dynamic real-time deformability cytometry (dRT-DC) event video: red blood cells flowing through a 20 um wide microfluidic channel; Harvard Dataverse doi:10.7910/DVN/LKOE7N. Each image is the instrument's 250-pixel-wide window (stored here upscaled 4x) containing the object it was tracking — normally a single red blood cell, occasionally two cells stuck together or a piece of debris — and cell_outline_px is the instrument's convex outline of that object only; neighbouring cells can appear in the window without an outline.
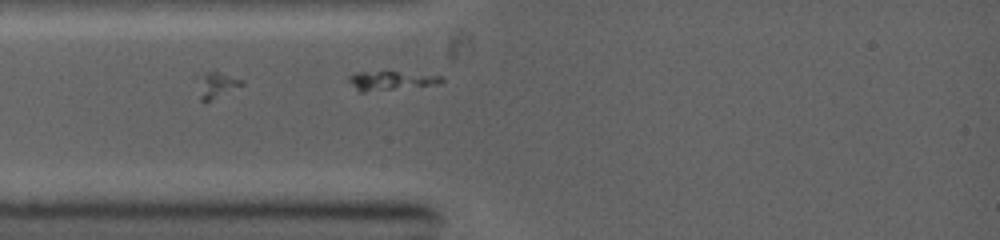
{"species": "common noctule bat (a hibernating species)", "species_latin": "Nyctalus noctula", "temperature_condition": "warm", "stored_images_in_passage": 8, "camera_frame_rate_fps": 5000, "um_per_image_px": 0.085, "animal": {"sex": "female", "body_mass_g": 19.0, "forearm_length_mm": 53.3}, "frame": {"image": 1, "passage_image": 8, "time_ms": 1.8, "image_size_px": [1000, 240], "cell_outline_px": [[444, 80], [440, 84], [364, 92], [360, 92], [348, 80], [348, 76], [356, 72], [396, 72], [444, 76]], "centroid_in_image_um": [33.25, 6.85], "position_along_channel_um": 51.7, "area_um2": 10.06}}